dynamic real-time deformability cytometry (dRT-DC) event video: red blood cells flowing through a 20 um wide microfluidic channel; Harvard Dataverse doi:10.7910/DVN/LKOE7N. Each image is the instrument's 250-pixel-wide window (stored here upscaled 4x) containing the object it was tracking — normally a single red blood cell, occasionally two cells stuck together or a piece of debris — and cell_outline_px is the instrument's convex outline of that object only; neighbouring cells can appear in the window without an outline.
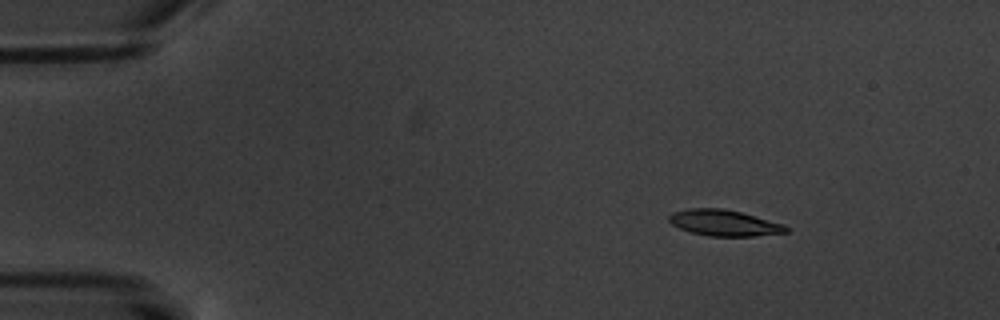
{"species": "common noctule bat (a hibernating species)", "species_latin": "Nyctalus noctula", "temperature_condition": "warm", "stored_images_in_passage": 3, "camera_frame_rate_fps": 3000, "um_per_image_px": 0.085, "animal": {"sex": "male", "body_mass_g": 20.1, "forearm_length_mm": 53.5}, "frame": {"image": 1, "passage_image": 1, "time_ms": 0.0, "image_size_px": [1000, 320], "cell_outline_px": [[788, 232], [756, 236], [708, 236], [692, 232], [680, 228], [672, 224], [668, 220], [668, 216], [672, 212], [688, 208], [724, 208], [740, 212], [784, 224], [788, 228]], "centroid_in_image_um": [61.54, 18.94], "position_along_channel_um": 23.5, "area_um2": 17.74}}